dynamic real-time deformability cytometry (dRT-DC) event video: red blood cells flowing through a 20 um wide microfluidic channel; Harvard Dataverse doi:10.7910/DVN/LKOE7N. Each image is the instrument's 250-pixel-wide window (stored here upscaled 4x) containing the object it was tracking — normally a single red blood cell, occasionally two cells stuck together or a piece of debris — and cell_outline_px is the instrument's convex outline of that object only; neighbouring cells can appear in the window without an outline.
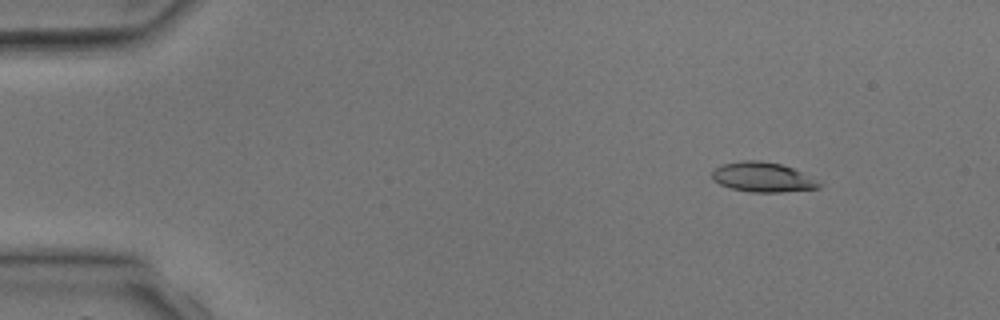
{"species": "common noctule bat (a hibernating species)", "species_latin": "Nyctalus noctula", "temperature_condition": "room temperature", "stored_images_in_passage": 4, "camera_frame_rate_fps": 3000, "um_per_image_px": 0.085, "animal": {"sex": "male", "body_mass_g": 17.9, "forearm_length_mm": 54.2}, "frame": {"image": 1, "passage_image": 2, "time_ms": 1.333, "image_size_px": [1000, 320], "cell_outline_px": [[824, 184], [820, 188], [780, 192], [752, 192], [732, 188], [720, 184], [712, 180], [712, 172], [720, 164], [744, 160], [760, 160], [780, 164], [792, 168]], "centroid_in_image_um": [64.81, 15.05], "position_along_channel_um": 20.2, "area_um2": 18.44}}
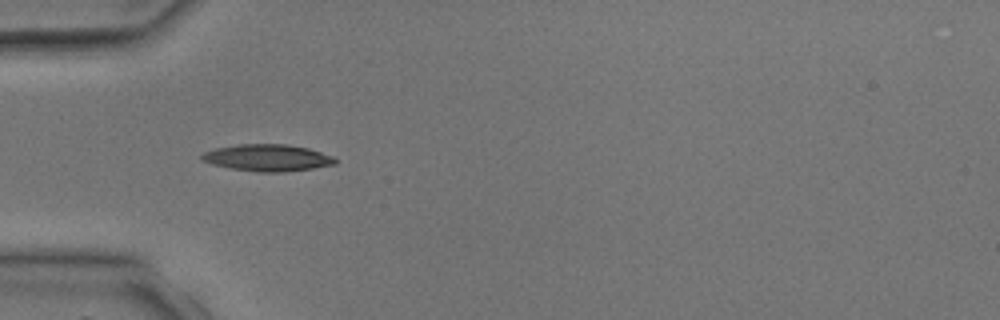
{"frame": {"image": 2, "passage_image": 4, "time_ms": 4.0, "image_size_px": [1000, 320], "cell_outline_px": [[336, 164], [312, 168], [284, 172], [256, 172], [232, 168], [212, 164], [200, 160], [200, 156], [204, 152], [212, 148], [236, 144], [284, 144], [308, 148], [336, 156]], "centroid_in_image_um": [22.72, 13.4], "position_along_channel_um": 62.3, "area_um2": 21.04}}